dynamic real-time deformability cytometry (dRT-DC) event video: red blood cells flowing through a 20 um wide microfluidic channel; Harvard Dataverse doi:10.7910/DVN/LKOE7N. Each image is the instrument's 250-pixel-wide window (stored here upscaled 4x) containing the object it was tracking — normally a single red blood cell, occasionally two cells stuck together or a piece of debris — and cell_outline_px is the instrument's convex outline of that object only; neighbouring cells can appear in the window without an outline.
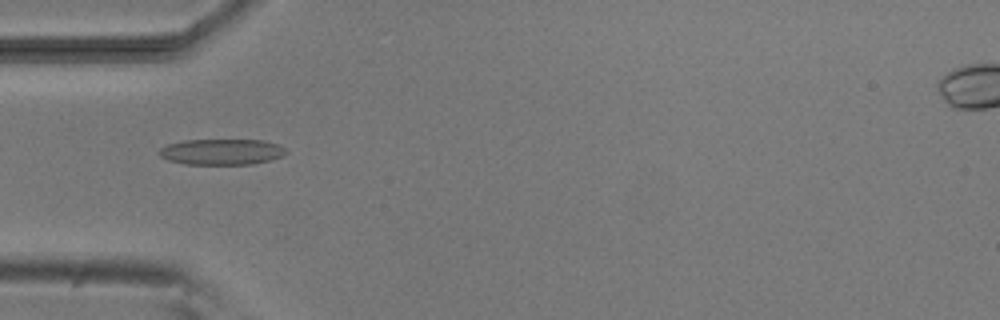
{"species": "common noctule bat (a hibernating species)", "species_latin": "Nyctalus noctula", "temperature_condition": "room temperature", "stored_images_in_passage": 3, "camera_frame_rate_fps": 3000, "um_per_image_px": 0.085, "animal": {"sex": "male", "body_mass_g": 20.5, "forearm_length_mm": 52.5}, "frame": {"image": 1, "passage_image": 3, "time_ms": 2.333, "image_size_px": [1000, 320], "cell_outline_px": [[288, 152], [280, 156], [268, 160], [252, 164], [184, 164], [168, 160], [160, 156], [160, 148], [168, 144], [184, 140], [264, 140], [280, 144]], "centroid_in_image_um": [18.84, 12.9], "position_along_channel_um": 66.2, "area_um2": 19.02}}